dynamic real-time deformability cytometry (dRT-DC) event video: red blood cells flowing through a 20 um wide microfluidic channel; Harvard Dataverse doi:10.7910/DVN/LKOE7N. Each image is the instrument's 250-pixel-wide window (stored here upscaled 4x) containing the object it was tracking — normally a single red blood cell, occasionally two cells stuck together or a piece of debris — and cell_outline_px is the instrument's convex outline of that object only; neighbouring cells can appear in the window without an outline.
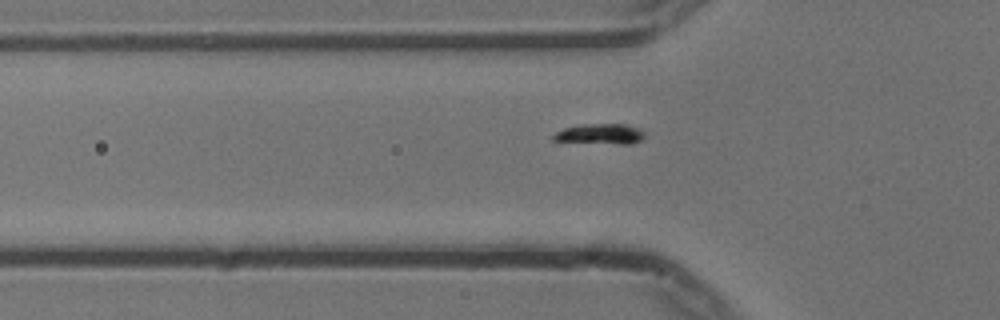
{"species": "common noctule bat (a hibernating species)", "species_latin": "Nyctalus noctula", "temperature_condition": "cold", "stored_images_in_passage": 45, "camera_frame_rate_fps": 3000, "um_per_image_px": 0.085, "animal": {"sex": "male", "body_mass_g": 13.3}, "frame": {"image": 1, "passage_image": 7, "time_ms": 2.0, "image_size_px": [1000, 320], "cell_outline_px": [[644, 136], [640, 140], [632, 144], [620, 144], [552, 140], [552, 136], [556, 132], [564, 128], [580, 124], [628, 124], [640, 128], [644, 132]], "centroid_in_image_um": [51.06, 11.37], "position_along_channel_um": 74.7, "area_um2": 10.81}}
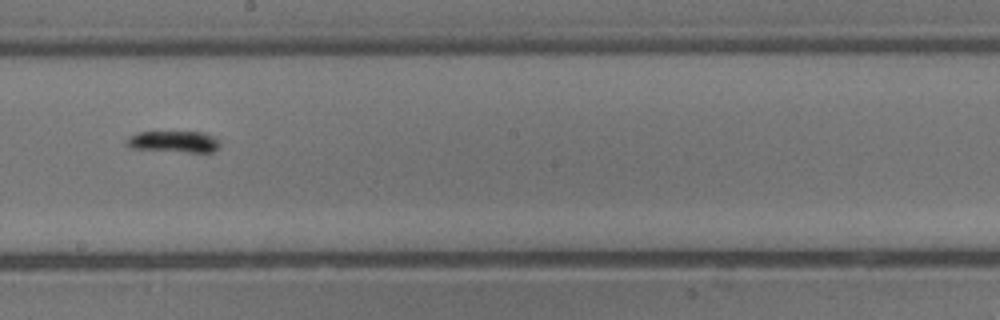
{"frame": {"image": 2, "passage_image": 20, "time_ms": 6.333, "image_size_px": [1000, 320], "cell_outline_px": [[220, 148], [212, 152], [188, 152], [128, 148], [124, 144], [128, 136], [136, 132], [204, 132], [220, 140]], "centroid_in_image_um": [14.76, 12.04], "position_along_channel_um": 233.4, "area_um2": 11.91}}
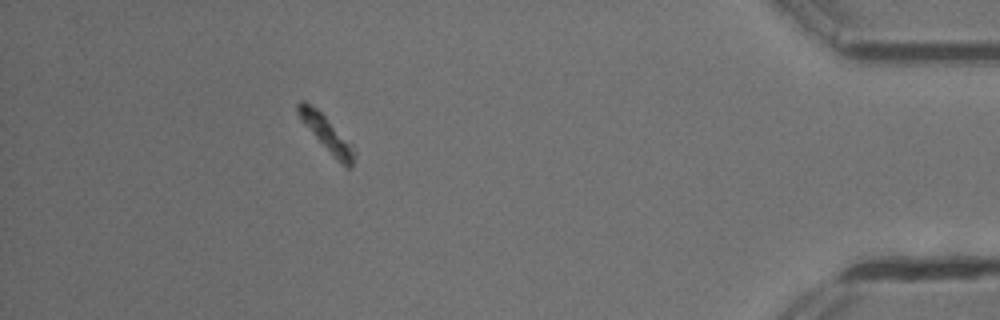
{"frame": {"image": 3, "passage_image": 39, "time_ms": 12.667, "image_size_px": [1000, 320], "cell_outline_px": [[356, 152], [352, 168], [348, 168], [340, 164], [332, 156], [300, 120], [296, 112], [296, 104], [300, 100], [304, 100], [316, 108], [356, 148]], "centroid_in_image_um": [27.77, 11.39], "position_along_channel_um": 407.4, "area_um2": 11.73}}